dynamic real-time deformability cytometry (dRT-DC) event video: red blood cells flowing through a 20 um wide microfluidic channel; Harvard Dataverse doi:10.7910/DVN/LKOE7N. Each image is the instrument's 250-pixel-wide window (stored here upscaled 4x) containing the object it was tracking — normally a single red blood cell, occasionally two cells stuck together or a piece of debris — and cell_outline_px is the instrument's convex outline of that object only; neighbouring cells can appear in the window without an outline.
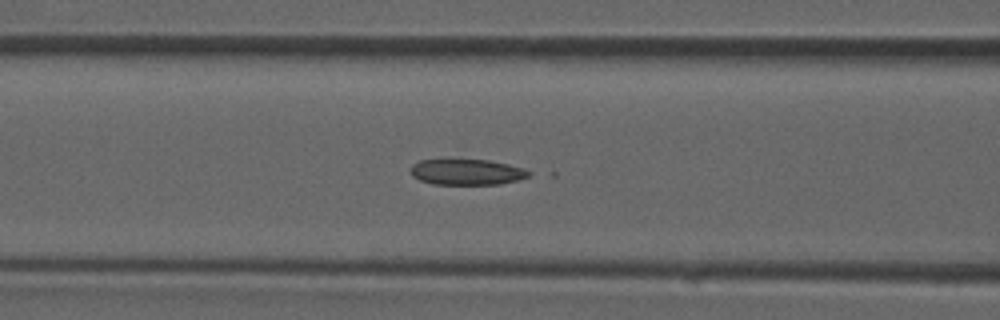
{"species": "common noctule bat (a hibernating species)", "species_latin": "Nyctalus noctula", "temperature_condition": "room temperature", "stored_images_in_passage": 41, "camera_frame_rate_fps": 3000, "um_per_image_px": 0.085, "animal": {"sex": "male", "forearm_length_mm": 52.5}, "frame": {"image": 1, "passage_image": 16, "time_ms": 5.0, "image_size_px": [1000, 320], "cell_outline_px": [[532, 172], [528, 176], [516, 180], [500, 184], [432, 184], [420, 180], [412, 176], [412, 164], [420, 160], [488, 160], [508, 164], [524, 168]], "centroid_in_image_um": [39.69, 14.62], "position_along_channel_um": 126.9, "area_um2": 17.57}}